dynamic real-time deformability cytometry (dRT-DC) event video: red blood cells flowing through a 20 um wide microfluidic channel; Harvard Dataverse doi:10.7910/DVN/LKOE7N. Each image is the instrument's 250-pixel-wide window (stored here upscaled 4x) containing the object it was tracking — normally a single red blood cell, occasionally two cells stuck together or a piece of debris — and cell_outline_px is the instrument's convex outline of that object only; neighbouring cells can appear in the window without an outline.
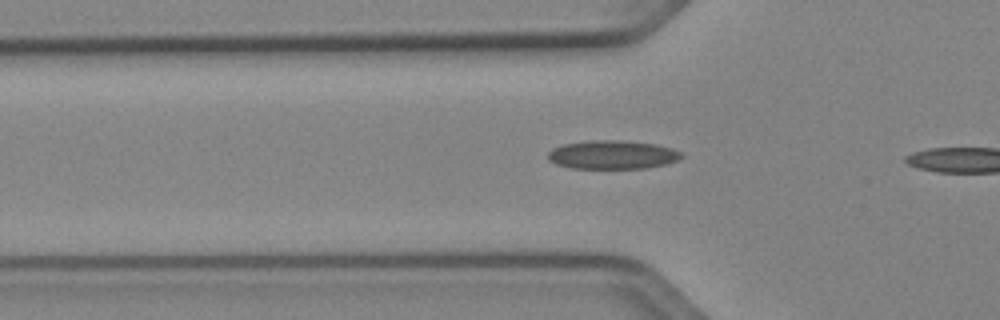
{"species": "Egyptian fruit bat (a non-hibernating species)", "species_latin": "Rousettus aegyptiacus", "temperature_condition": "cold", "stored_images_in_passage": 7, "camera_frame_rate_fps": 3000, "um_per_image_px": 0.085, "animal": {"sex": "female"}, "frame": {"image": 1, "passage_image": 6, "time_ms": 1.667, "image_size_px": [1000, 320], "cell_outline_px": [[684, 156], [676, 160], [664, 164], [648, 168], [572, 168], [556, 164], [548, 160], [548, 152], [552, 148], [564, 144], [592, 140], [624, 140], [656, 144], [672, 148], [680, 152]], "centroid_in_image_um": [52.04, 13.14], "position_along_channel_um": 73.8, "area_um2": 22.25}}